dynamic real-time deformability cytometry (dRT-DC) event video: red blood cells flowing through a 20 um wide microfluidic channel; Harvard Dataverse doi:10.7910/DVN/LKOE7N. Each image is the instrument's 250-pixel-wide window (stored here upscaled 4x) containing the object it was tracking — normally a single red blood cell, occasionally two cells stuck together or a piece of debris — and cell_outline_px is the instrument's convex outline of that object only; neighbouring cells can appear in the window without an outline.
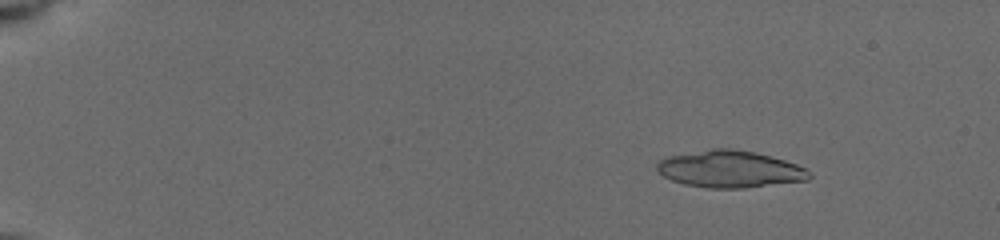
{"species": "common noctule bat (a hibernating species)", "species_latin": "Nyctalus noctula", "temperature_condition": "cold", "stored_images_in_passage": 21, "camera_frame_rate_fps": 3000, "um_per_image_px": 0.085, "animal": {"sex": "female", "body_mass_g": 19.5, "forearm_length_mm": 54.1}, "frame": {"image": 1, "passage_image": 9, "time_ms": 2.333, "image_size_px": [1000, 240], "cell_outline_px": [[812, 176], [808, 180], [744, 188], [708, 188], [684, 184], [672, 180], [656, 172], [656, 164], [660, 160], [668, 156], [712, 148], [732, 148], [756, 152], [784, 160], [796, 164], [804, 168]], "centroid_in_image_um": [62.01, 14.37], "position_along_channel_um": 23.0, "area_um2": 32.83}}